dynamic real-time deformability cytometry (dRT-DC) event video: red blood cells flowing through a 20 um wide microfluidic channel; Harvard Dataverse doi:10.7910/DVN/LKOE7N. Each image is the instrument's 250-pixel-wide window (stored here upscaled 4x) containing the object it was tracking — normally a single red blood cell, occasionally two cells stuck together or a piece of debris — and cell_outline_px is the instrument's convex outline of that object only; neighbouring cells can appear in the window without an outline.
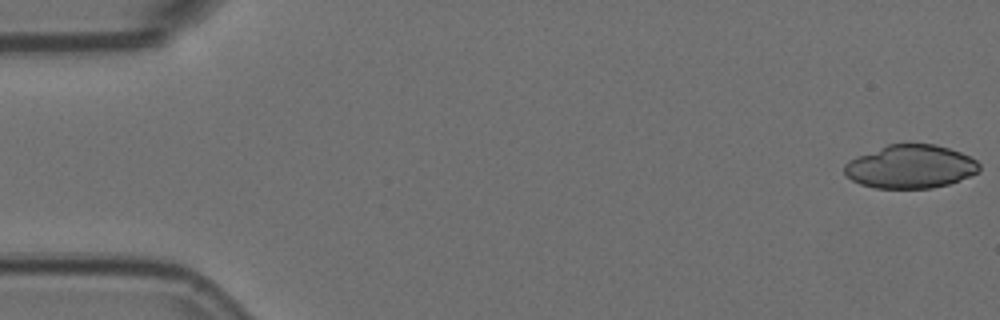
{"species": "Egyptian fruit bat (a non-hibernating species)", "species_latin": "Rousettus aegyptiacus", "temperature_condition": "room temperature", "stored_images_in_passage": 5, "camera_frame_rate_fps": 3000, "um_per_image_px": 0.085, "animal": {"sex": "female"}, "frame": {"image": 1, "passage_image": 1, "time_ms": 0.0, "image_size_px": [1000, 320], "cell_outline_px": [[980, 172], [960, 180], [948, 184], [932, 188], [876, 188], [860, 184], [852, 180], [844, 172], [844, 164], [848, 160], [856, 156], [888, 144], [936, 144], [960, 152], [976, 160], [980, 164]], "centroid_in_image_um": [77.39, 14.16], "position_along_channel_um": 7.6, "area_um2": 34.16}}